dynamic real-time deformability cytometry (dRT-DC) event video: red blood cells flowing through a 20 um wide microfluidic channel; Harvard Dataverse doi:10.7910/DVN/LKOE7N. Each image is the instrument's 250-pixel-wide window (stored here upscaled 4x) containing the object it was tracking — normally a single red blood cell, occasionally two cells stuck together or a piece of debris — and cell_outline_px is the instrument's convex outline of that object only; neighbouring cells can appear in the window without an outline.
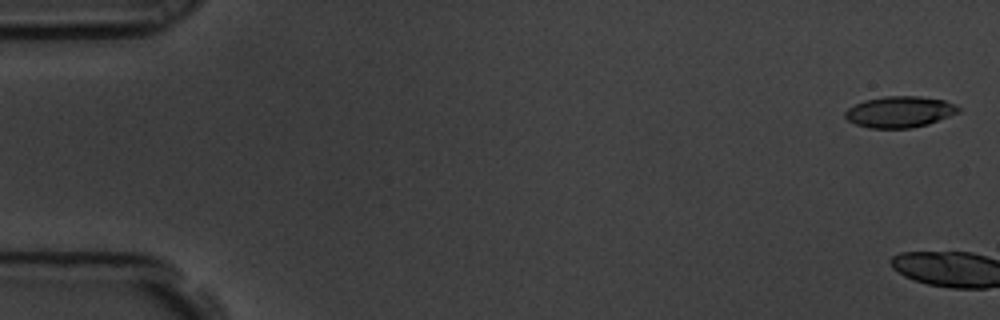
{"species": "common noctule bat (a hibernating species)", "species_latin": "Nyctalus noctula", "temperature_condition": "room temperature", "stored_images_in_passage": 5, "camera_frame_rate_fps": 3000, "um_per_image_px": 0.085, "animal": {"sex": "male", "body_mass_g": 19.5, "forearm_length_mm": 54.6}, "frame": {"image": 1, "passage_image": 2, "time_ms": 0.333, "image_size_px": [1000, 320], "cell_outline_px": [[960, 112], [928, 124], [912, 128], [868, 128], [856, 124], [848, 120], [844, 116], [844, 112], [848, 108], [864, 100], [884, 96], [920, 96], [944, 100], [956, 104], [960, 108]], "centroid_in_image_um": [76.48, 9.5], "position_along_channel_um": 8.5, "area_um2": 20.69}}